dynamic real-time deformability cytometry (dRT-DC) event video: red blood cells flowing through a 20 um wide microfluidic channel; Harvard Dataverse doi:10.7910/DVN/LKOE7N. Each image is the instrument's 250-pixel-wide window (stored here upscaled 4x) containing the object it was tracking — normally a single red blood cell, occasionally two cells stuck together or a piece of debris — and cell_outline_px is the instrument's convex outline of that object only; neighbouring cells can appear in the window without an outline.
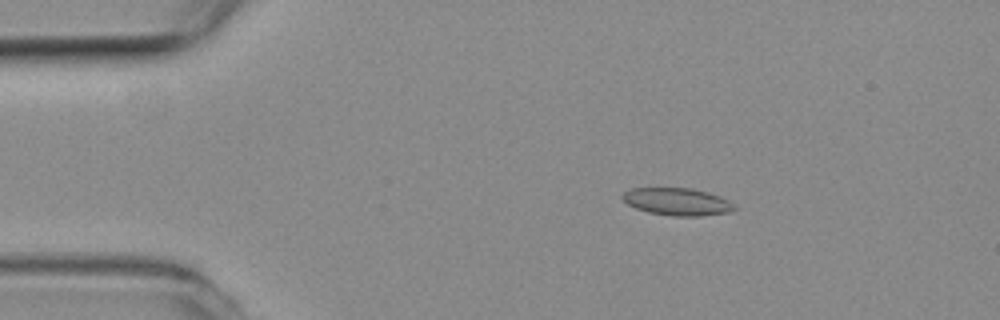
{"species": "common noctule bat (a hibernating species)", "species_latin": "Nyctalus noctula", "temperature_condition": "room temperature", "stored_images_in_passage": 49, "camera_frame_rate_fps": 3000, "um_per_image_px": 0.085, "animal": {"sex": "female", "body_mass_g": 19.3, "forearm_length_mm": 54.1}, "frame": {"image": 1, "passage_image": 4, "time_ms": 1.0, "image_size_px": [1000, 320], "cell_outline_px": [[736, 208], [728, 212], [700, 216], [672, 216], [648, 212], [636, 208], [628, 204], [620, 196], [624, 192], [632, 188], [692, 188], [708, 192], [720, 196], [728, 200]], "centroid_in_image_um": [57.55, 17.14], "position_along_channel_um": 27.5, "area_um2": 17.8}}
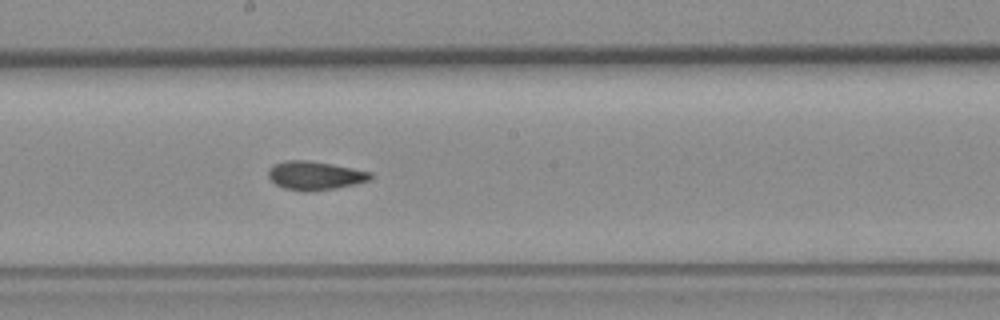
{"frame": {"image": 2, "passage_image": 24, "time_ms": 7.667, "image_size_px": [1000, 320], "cell_outline_px": [[372, 180], [356, 184], [336, 188], [308, 192], [304, 192], [284, 188], [276, 184], [268, 176], [268, 168], [272, 164], [284, 160], [308, 160], [332, 164], [372, 172]], "centroid_in_image_um": [26.77, 14.92], "position_along_channel_um": 221.4, "area_um2": 17.28}}
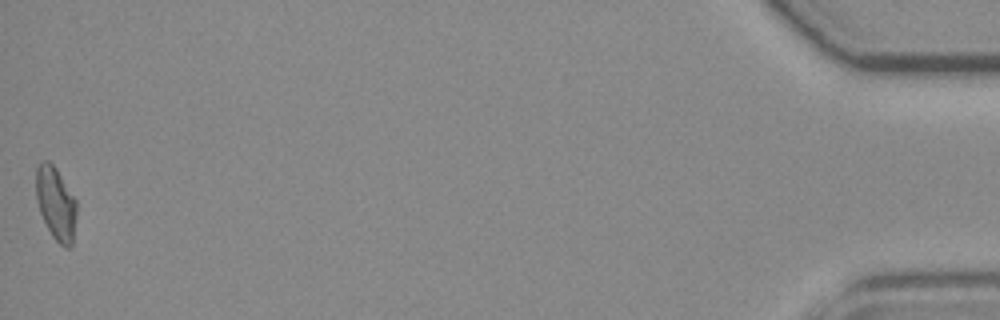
{"frame": {"image": 3, "passage_image": 49, "time_ms": 16.0, "image_size_px": [1000, 320], "cell_outline_px": [[76, 216], [72, 244], [68, 248], [64, 248], [52, 236], [40, 212], [36, 200], [36, 168], [44, 160], [48, 160], [56, 168], [76, 200]], "centroid_in_image_um": [4.74, 17.3], "position_along_channel_um": 430.5, "area_um2": 17.11}, "authors_computed_cell_mechanics": {"area_um2": 17.1088, "velocity_mm_per_s": 3.7754, "shape_relaxation_time_tau1_ms": null, "shape_relaxation_time_tau2_ms": 1.832, "deformation_change_tau1": null, "deformation_change_tau2": 0.0711}}